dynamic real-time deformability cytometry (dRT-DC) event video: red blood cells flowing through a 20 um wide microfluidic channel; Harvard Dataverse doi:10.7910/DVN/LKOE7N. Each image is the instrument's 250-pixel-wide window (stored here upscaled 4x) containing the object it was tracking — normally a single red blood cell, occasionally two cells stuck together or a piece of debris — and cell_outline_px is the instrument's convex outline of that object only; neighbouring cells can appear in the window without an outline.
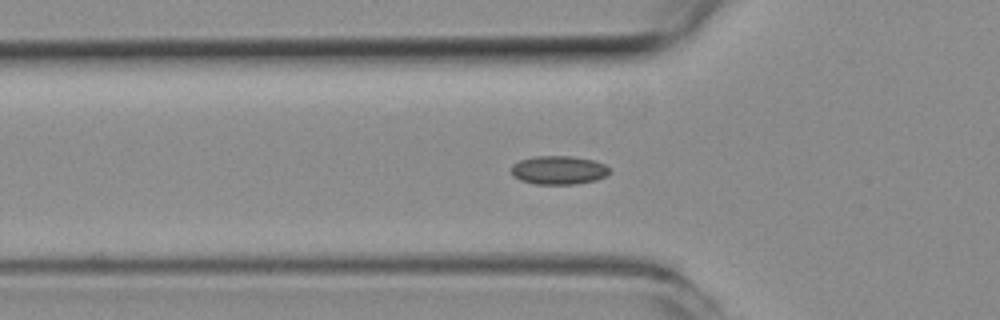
{"species": "common noctule bat (a hibernating species)", "species_latin": "Nyctalus noctula", "temperature_condition": "room temperature", "stored_images_in_passage": 51, "camera_frame_rate_fps": 3000, "um_per_image_px": 0.085, "animal": {"sex": "female", "body_mass_g": 19.3, "forearm_length_mm": 54.1}, "frame": {"image": 1, "passage_image": 17, "time_ms": 5.333, "image_size_px": [1000, 320], "cell_outline_px": [[612, 172], [596, 180], [576, 184], [536, 184], [520, 180], [512, 176], [512, 164], [520, 160], [536, 156], [572, 156], [592, 160], [604, 164]], "centroid_in_image_um": [47.47, 14.46], "position_along_channel_um": 78.3, "area_um2": 16.36}}
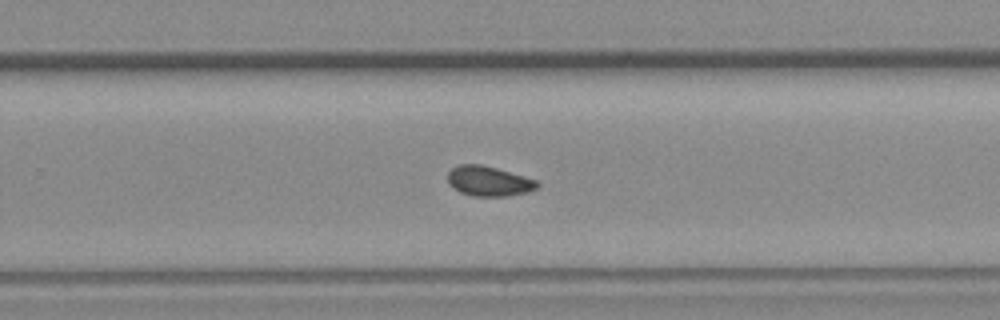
{"frame": {"image": 2, "passage_image": 33, "time_ms": 10.667, "image_size_px": [1000, 320], "cell_outline_px": [[540, 184], [536, 188], [528, 192], [508, 196], [472, 196], [460, 192], [452, 188], [448, 184], [448, 172], [452, 168], [460, 164], [480, 164], [496, 168], [524, 176], [536, 180]], "centroid_in_image_um": [41.52, 15.4], "position_along_channel_um": 288.3, "area_um2": 15.66}}
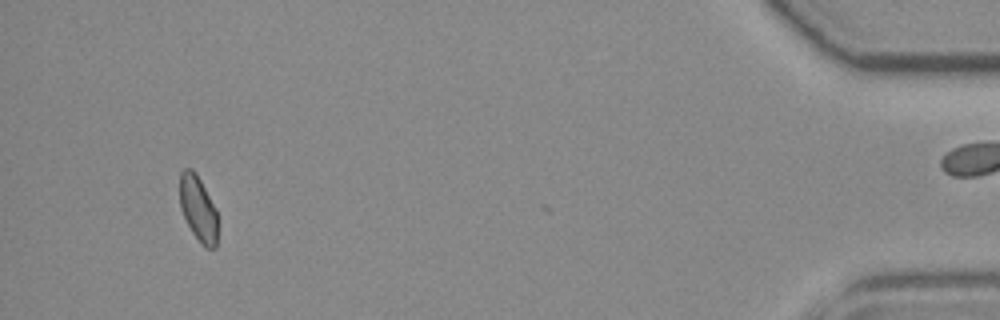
{"frame": {"image": 3, "passage_image": 49, "time_ms": 16.0, "image_size_px": [1000, 320], "cell_outline_px": [[216, 248], [208, 248], [192, 232], [180, 208], [180, 172], [184, 168], [192, 168], [196, 172], [216, 208]], "centroid_in_image_um": [16.82, 17.65], "position_along_channel_um": 418.4, "area_um2": 14.16}, "authors_computed_cell_mechanics": {"area_um2": 15.7794, "velocity_mm_per_s": 3.9281, "shape_relaxation_time_tau1_ms": null, "shape_relaxation_time_tau2_ms": 2.2486, "deformation_change_tau1": null, "deformation_change_tau2": 0.0592}}